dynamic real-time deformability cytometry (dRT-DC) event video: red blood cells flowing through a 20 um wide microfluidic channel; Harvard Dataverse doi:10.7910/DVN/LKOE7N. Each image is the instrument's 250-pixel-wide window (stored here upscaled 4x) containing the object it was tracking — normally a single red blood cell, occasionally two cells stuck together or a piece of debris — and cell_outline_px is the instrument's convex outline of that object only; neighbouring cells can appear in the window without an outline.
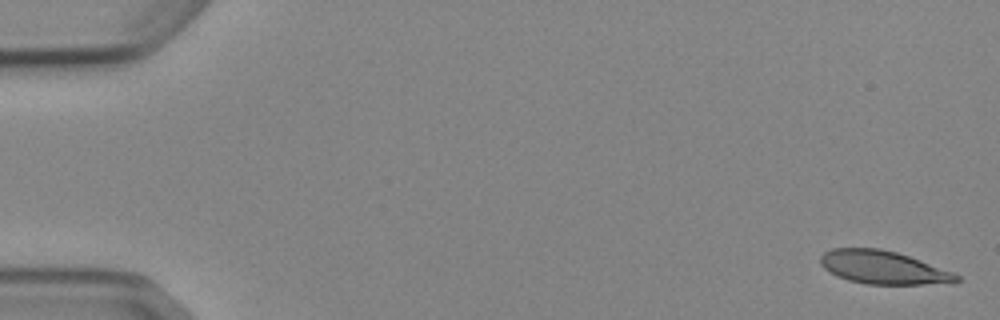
{"species": "Egyptian fruit bat (a non-hibernating species)", "species_latin": "Rousettus aegyptiacus", "temperature_condition": "cold", "stored_images_in_passage": 5, "camera_frame_rate_fps": 3000, "um_per_image_px": 0.085, "animal": {"sex": "female"}, "frame": {"image": 1, "passage_image": 1, "time_ms": 0.0, "image_size_px": [1000, 320], "cell_outline_px": [[960, 280], [920, 284], [868, 284], [848, 280], [836, 276], [824, 268], [820, 264], [820, 256], [824, 252], [832, 248], [880, 248], [896, 252], [920, 260], [952, 272], [960, 276]], "centroid_in_image_um": [74.98, 22.71], "position_along_channel_um": 10.0, "area_um2": 25.89}}
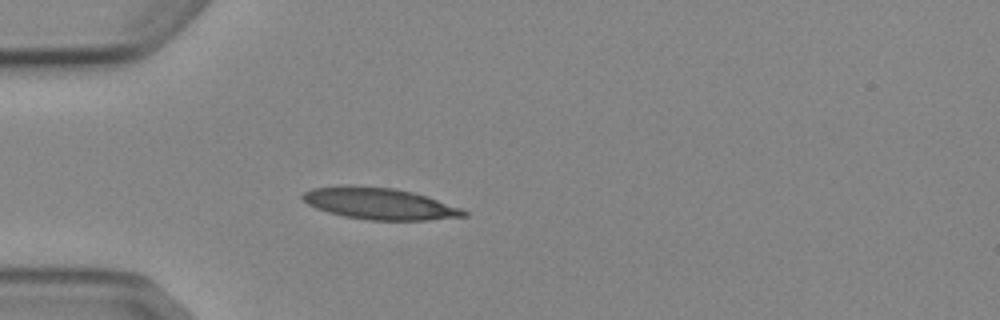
{"frame": {"image": 2, "passage_image": 5, "time_ms": 4.667, "image_size_px": [1000, 320], "cell_outline_px": [[468, 216], [428, 220], [368, 220], [344, 216], [328, 212], [316, 208], [308, 204], [300, 196], [304, 192], [312, 188], [344, 184], [352, 184], [396, 188], [412, 192], [460, 208], [468, 212]], "centroid_in_image_um": [32.2, 17.29], "position_along_channel_um": 52.8, "area_um2": 29.77}}